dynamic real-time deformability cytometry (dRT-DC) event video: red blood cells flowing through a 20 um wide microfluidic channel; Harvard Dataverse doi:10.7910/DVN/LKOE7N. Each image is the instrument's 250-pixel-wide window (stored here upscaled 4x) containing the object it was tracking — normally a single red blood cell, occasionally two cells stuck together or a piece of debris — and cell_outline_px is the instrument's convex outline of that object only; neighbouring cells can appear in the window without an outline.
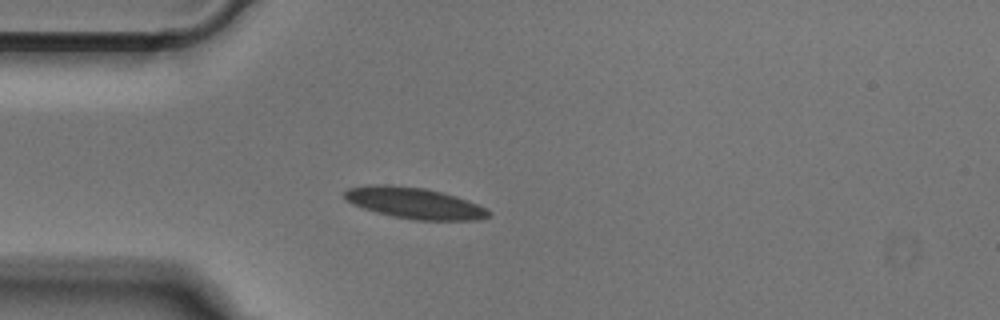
{"species": "Egyptian fruit bat (a non-hibernating species)", "species_latin": "Rousettus aegyptiacus", "temperature_condition": "cold", "stored_images_in_passage": 10, "camera_frame_rate_fps": 3000, "um_per_image_px": 0.085, "animal": {"sex": "male"}, "frame": {"image": 1, "passage_image": 1, "time_ms": 0.0, "image_size_px": [1000, 320], "cell_outline_px": [[492, 212], [488, 216], [480, 220], [412, 220], [392, 216], [376, 212], [352, 204], [344, 196], [344, 192], [348, 188], [368, 184], [392, 184], [424, 188], [456, 196], [468, 200]], "centroid_in_image_um": [35.2, 17.25], "position_along_channel_um": 49.8, "area_um2": 26.18}}
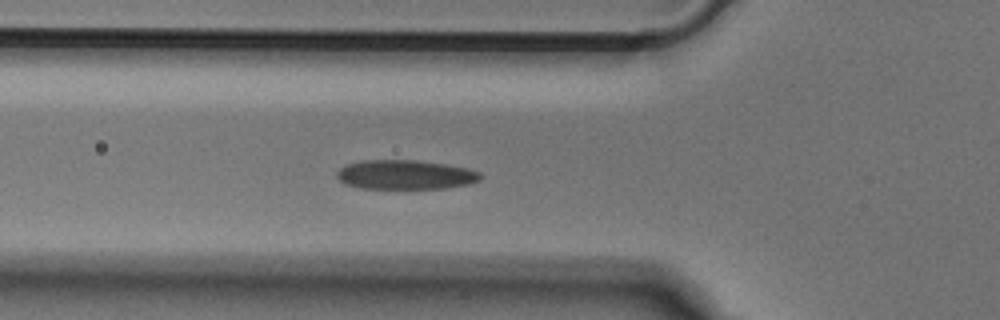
{"frame": {"image": 2, "passage_image": 5, "time_ms": 1.333, "image_size_px": [1000, 320], "cell_outline_px": [[484, 176], [480, 180], [468, 184], [444, 188], [360, 188], [344, 184], [336, 176], [336, 172], [340, 168], [348, 164], [360, 160], [416, 160], [448, 164], [468, 168], [480, 172]], "centroid_in_image_um": [34.47, 14.84], "position_along_channel_um": 91.3, "area_um2": 24.68}}